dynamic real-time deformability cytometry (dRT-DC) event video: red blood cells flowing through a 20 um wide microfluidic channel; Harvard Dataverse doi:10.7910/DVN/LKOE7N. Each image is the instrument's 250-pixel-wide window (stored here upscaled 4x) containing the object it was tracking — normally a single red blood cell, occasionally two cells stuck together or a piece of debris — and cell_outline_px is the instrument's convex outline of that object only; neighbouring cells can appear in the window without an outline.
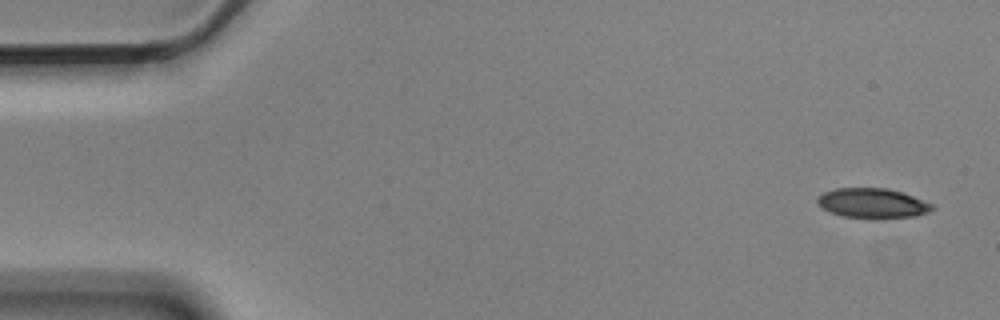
{"species": "Egyptian fruit bat (a non-hibernating species)", "species_latin": "Rousettus aegyptiacus", "temperature_condition": "cold", "stored_images_in_passage": 4, "camera_frame_rate_fps": 3000, "um_per_image_px": 0.085, "animal": {"sex": "male"}, "frame": {"image": 1, "passage_image": 1, "time_ms": 0.0, "image_size_px": [1000, 320], "cell_outline_px": [[936, 208], [928, 212], [916, 216], [880, 220], [876, 220], [844, 216], [832, 212], [824, 208], [816, 200], [824, 192], [836, 188], [888, 188], [936, 204]], "centroid_in_image_um": [74.25, 17.3], "position_along_channel_um": 10.7, "area_um2": 20.23}}
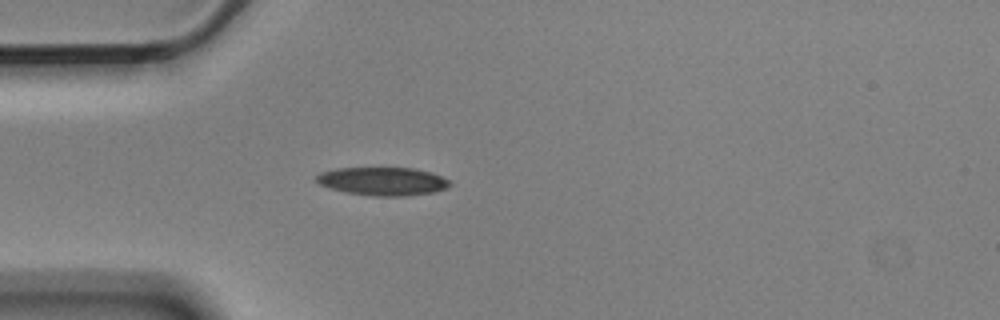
{"frame": {"image": 2, "passage_image": 4, "time_ms": 1.0, "image_size_px": [1000, 320], "cell_outline_px": [[452, 184], [448, 188], [436, 192], [404, 196], [372, 196], [344, 192], [328, 188], [312, 180], [320, 172], [336, 168], [412, 168], [432, 172], [452, 180]], "centroid_in_image_um": [32.55, 15.41], "position_along_channel_um": 52.5, "area_um2": 22.43}}